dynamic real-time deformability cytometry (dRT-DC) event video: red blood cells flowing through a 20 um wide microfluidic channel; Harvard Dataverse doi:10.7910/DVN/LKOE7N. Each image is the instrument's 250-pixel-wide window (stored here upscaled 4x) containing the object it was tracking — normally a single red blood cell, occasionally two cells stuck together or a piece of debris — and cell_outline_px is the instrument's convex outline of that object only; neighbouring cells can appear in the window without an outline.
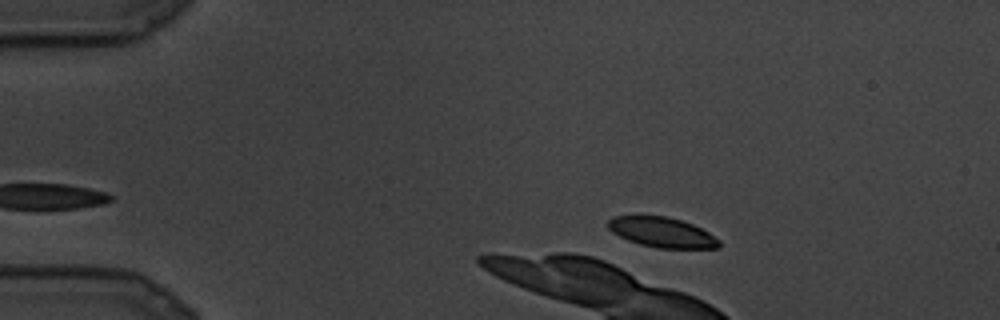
{"species": "common noctule bat (a hibernating species)", "species_latin": "Nyctalus noctula", "temperature_condition": "cold", "stored_images_in_passage": 9, "camera_frame_rate_fps": 3000, "um_per_image_px": 0.085, "animal": {"sex": "male", "body_mass_g": 19.5, "forearm_length_mm": 54.6}, "frame": {"image": 1, "passage_image": 4, "time_ms": 1.0, "image_size_px": [1000, 320], "cell_outline_px": [[720, 244], [716, 248], [656, 248], [640, 244], [628, 240], [612, 232], [608, 228], [608, 220], [612, 216], [640, 212], [668, 216], [692, 224], [708, 232], [720, 240]], "centroid_in_image_um": [56.18, 19.68], "position_along_channel_um": 28.8, "area_um2": 20.11}}